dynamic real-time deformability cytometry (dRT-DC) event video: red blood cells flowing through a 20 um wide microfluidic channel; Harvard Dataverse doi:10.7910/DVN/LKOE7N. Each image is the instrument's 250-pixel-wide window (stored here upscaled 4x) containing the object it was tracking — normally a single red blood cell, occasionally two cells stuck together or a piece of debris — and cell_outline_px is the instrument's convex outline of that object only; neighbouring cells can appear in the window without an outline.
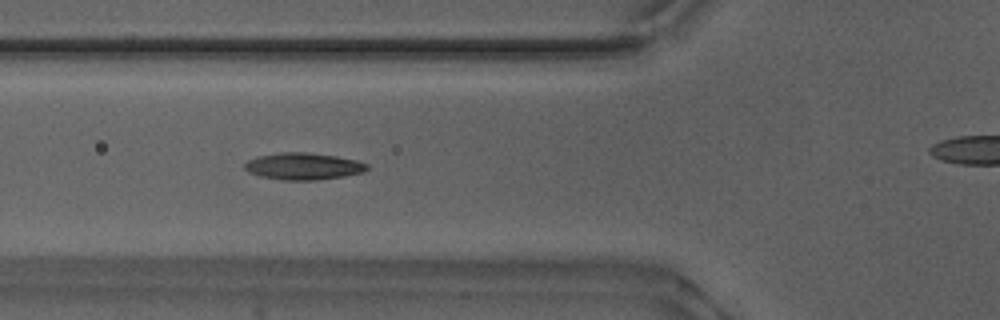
{"species": "Egyptian fruit bat (a non-hibernating species)", "species_latin": "Rousettus aegyptiacus", "temperature_condition": "warm", "stored_images_in_passage": 39, "camera_frame_rate_fps": 3000, "um_per_image_px": 0.085, "animal": {"sex": "male"}, "frame": {"image": 1, "passage_image": 19, "time_ms": 6.0, "image_size_px": [1000, 320], "cell_outline_px": [[368, 168], [364, 172], [344, 176], [316, 180], [284, 180], [260, 176], [248, 172], [244, 168], [244, 164], [248, 160], [260, 156], [280, 152], [304, 152], [336, 156], [356, 160], [368, 164]], "centroid_in_image_um": [25.78, 14.13], "position_along_channel_um": 100.0, "area_um2": 19.07}}
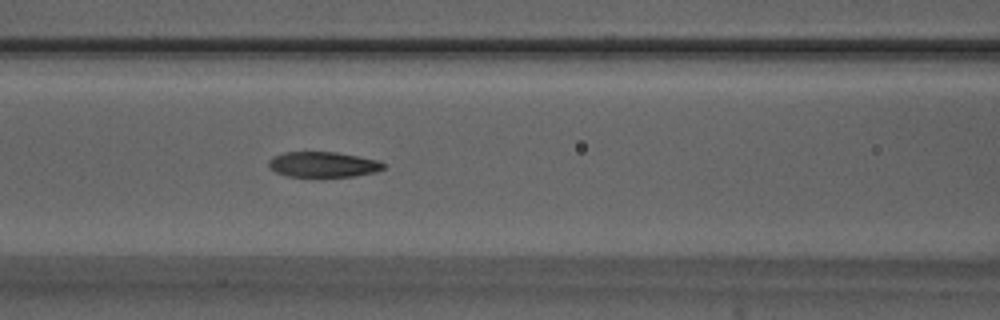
{"frame": {"image": 2, "passage_image": 22, "time_ms": 7.0, "image_size_px": [1000, 320], "cell_outline_px": [[388, 164], [384, 168], [376, 172], [356, 176], [288, 176], [276, 172], [268, 168], [268, 160], [272, 156], [284, 152], [336, 152], [380, 160]], "centroid_in_image_um": [27.48, 13.97], "position_along_channel_um": 139.1, "area_um2": 17.17}}
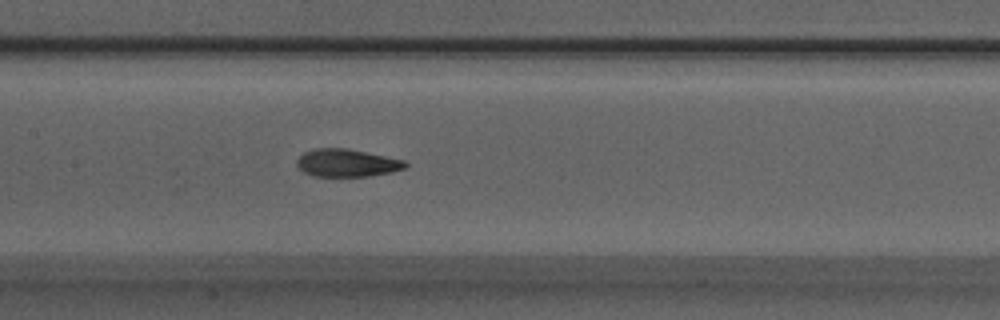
{"frame": {"image": 3, "passage_image": 25, "time_ms": 8.0, "image_size_px": [1000, 320], "cell_outline_px": [[408, 164], [404, 168], [392, 172], [368, 176], [312, 176], [304, 172], [296, 164], [296, 160], [304, 152], [316, 148], [344, 148], [404, 160]], "centroid_in_image_um": [29.45, 13.85], "position_along_channel_um": 177.9, "area_um2": 17.28}}